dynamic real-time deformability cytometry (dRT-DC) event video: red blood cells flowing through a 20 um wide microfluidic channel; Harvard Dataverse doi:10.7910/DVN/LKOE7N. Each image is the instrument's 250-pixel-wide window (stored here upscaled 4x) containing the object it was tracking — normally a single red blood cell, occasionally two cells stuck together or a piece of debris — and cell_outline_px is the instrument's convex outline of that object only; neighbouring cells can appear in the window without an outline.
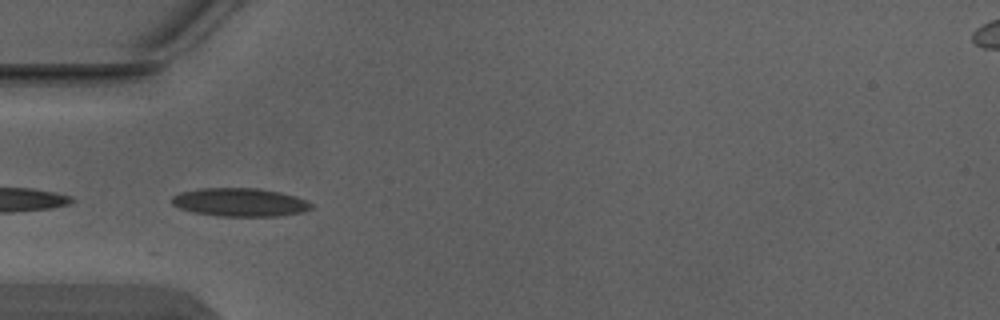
{"species": "Egyptian fruit bat (a non-hibernating species)", "species_latin": "Rousettus aegyptiacus", "temperature_condition": "warm", "stored_images_in_passage": 3, "camera_frame_rate_fps": 3000, "um_per_image_px": 0.085, "animal": {"sex": "male"}, "frame": {"image": 1, "passage_image": 1, "time_ms": 0.0, "image_size_px": [1000, 320], "cell_outline_px": [[312, 208], [304, 212], [284, 216], [220, 216], [192, 212], [180, 208], [172, 204], [168, 200], [172, 196], [180, 192], [200, 188], [260, 188], [280, 192], [296, 196], [312, 204]], "centroid_in_image_um": [20.38, 17.19], "position_along_channel_um": 64.6, "area_um2": 23.29}}
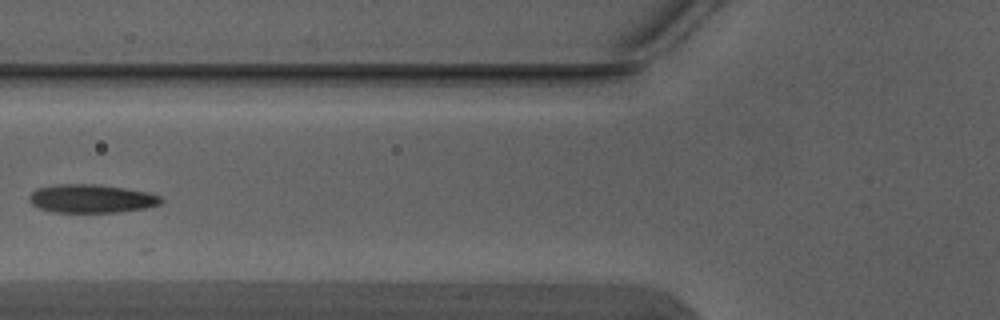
{"frame": {"image": 2, "passage_image": 2, "time_ms": 0.333, "image_size_px": [1000, 320], "cell_outline_px": [[164, 200], [160, 204], [144, 208], [120, 212], [52, 212], [40, 208], [32, 204], [28, 200], [28, 196], [36, 188], [56, 184], [100, 184], [148, 192], [160, 196]], "centroid_in_image_um": [7.75, 16.87], "position_along_channel_um": 118.0, "area_um2": 21.96}}